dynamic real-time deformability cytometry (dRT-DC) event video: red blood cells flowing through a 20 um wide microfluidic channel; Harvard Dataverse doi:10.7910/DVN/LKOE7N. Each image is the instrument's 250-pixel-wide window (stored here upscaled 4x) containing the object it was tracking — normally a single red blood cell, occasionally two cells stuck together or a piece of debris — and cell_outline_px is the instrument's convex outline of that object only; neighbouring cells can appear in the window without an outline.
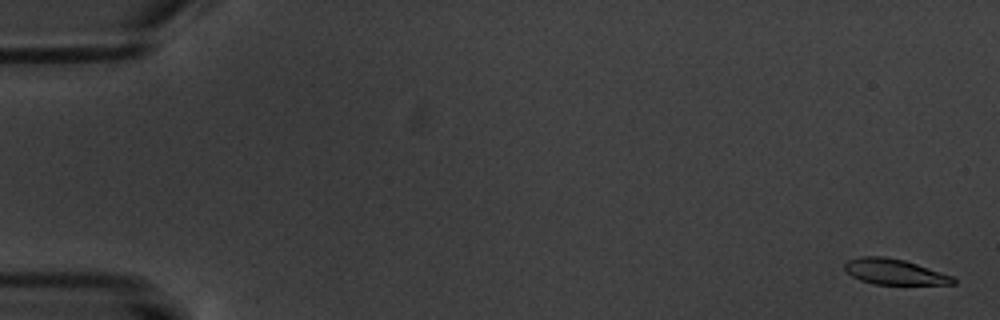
{"species": "common noctule bat (a hibernating species)", "species_latin": "Nyctalus noctula", "temperature_condition": "warm", "stored_images_in_passage": 6, "camera_frame_rate_fps": 3000, "um_per_image_px": 0.085, "animal": {"sex": "male", "body_mass_g": 20.1, "forearm_length_mm": 53.5}, "frame": {"image": 1, "passage_image": 1, "time_ms": 0.0, "image_size_px": [1000, 320], "cell_outline_px": [[956, 284], [872, 284], [860, 280], [852, 276], [844, 268], [844, 264], [848, 260], [860, 256], [884, 256], [904, 260], [952, 276], [956, 280]], "centroid_in_image_um": [75.99, 23.1], "position_along_channel_um": 9.0, "area_um2": 16.01}}
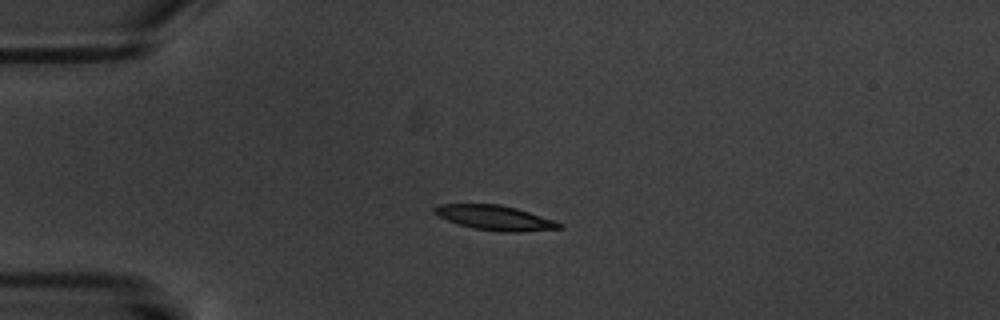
{"frame": {"image": 2, "passage_image": 5, "time_ms": 4.667, "image_size_px": [1000, 320], "cell_outline_px": [[564, 228], [520, 232], [500, 232], [472, 228], [448, 220], [432, 212], [432, 208], [440, 204], [500, 204], [516, 208], [564, 224]], "centroid_in_image_um": [42.07, 18.51], "position_along_channel_um": 42.9, "area_um2": 17.92}}